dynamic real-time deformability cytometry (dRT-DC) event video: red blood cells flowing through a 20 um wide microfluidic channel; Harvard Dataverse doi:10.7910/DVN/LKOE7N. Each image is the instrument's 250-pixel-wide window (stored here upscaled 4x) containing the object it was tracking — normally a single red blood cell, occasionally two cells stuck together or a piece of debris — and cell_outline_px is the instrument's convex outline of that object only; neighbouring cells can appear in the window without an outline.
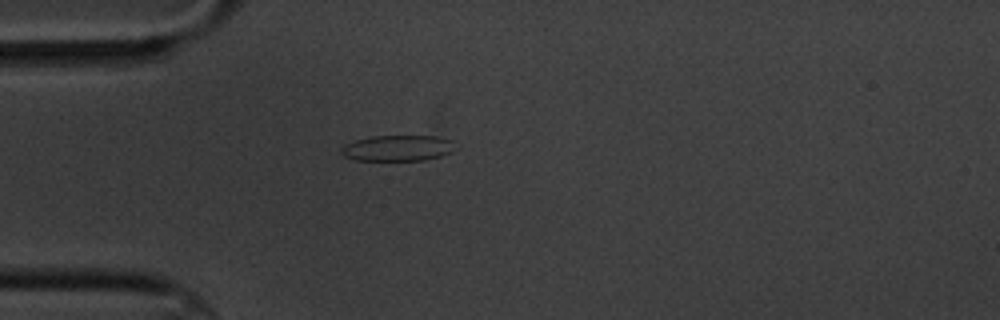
{"species": "common noctule bat (a hibernating species)", "species_latin": "Nyctalus noctula", "temperature_condition": "cold", "stored_images_in_passage": 2, "camera_frame_rate_fps": 3000, "um_per_image_px": 0.085, "animal": {"sex": "male", "body_mass_g": 20.1, "forearm_length_mm": 53.5}, "frame": {"image": 1, "passage_image": 1, "time_ms": 0.0, "image_size_px": [1000, 320], "cell_outline_px": [[460, 148], [452, 152], [440, 156], [424, 160], [356, 160], [344, 156], [340, 152], [340, 148], [344, 144], [356, 140], [372, 136], [436, 136], [452, 140], [460, 144]], "centroid_in_image_um": [33.88, 12.58], "position_along_channel_um": 51.1, "area_um2": 17.51}}